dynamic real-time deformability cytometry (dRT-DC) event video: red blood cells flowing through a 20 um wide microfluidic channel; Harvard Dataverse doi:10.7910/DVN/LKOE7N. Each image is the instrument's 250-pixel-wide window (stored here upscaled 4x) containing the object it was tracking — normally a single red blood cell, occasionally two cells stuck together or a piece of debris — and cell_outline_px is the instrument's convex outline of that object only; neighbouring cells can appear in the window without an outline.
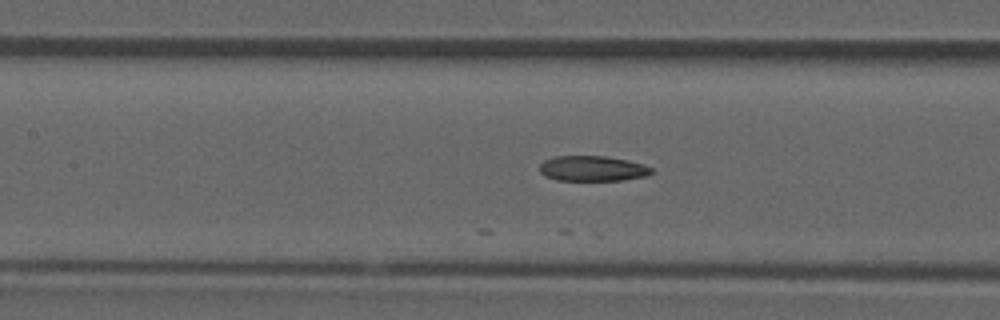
{"species": "common noctule bat (a hibernating species)", "species_latin": "Nyctalus noctula", "temperature_condition": "room temperature", "stored_images_in_passage": 27, "camera_frame_rate_fps": 3000, "um_per_image_px": 0.085, "animal": {"sex": "male", "forearm_length_mm": 52.5}, "frame": {"image": 1, "passage_image": 23, "time_ms": 7.333, "image_size_px": [1000, 320], "cell_outline_px": [[652, 172], [644, 176], [624, 180], [556, 180], [544, 176], [540, 172], [540, 164], [544, 160], [552, 156], [608, 156], [628, 160], [644, 164], [652, 168]], "centroid_in_image_um": [50.34, 14.31], "position_along_channel_um": 157.1, "area_um2": 16.59}}
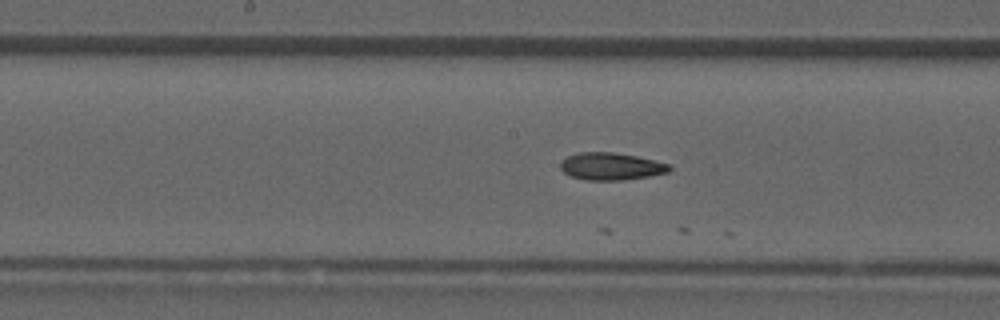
{"frame": {"image": 2, "passage_image": 26, "time_ms": 8.333, "image_size_px": [1000, 320], "cell_outline_px": [[672, 168], [668, 172], [648, 176], [624, 180], [584, 180], [568, 176], [560, 168], [560, 160], [568, 156], [580, 152], [612, 152], [636, 156], [672, 164]], "centroid_in_image_um": [51.92, 14.14], "position_along_channel_um": 196.3, "area_um2": 17.51}}